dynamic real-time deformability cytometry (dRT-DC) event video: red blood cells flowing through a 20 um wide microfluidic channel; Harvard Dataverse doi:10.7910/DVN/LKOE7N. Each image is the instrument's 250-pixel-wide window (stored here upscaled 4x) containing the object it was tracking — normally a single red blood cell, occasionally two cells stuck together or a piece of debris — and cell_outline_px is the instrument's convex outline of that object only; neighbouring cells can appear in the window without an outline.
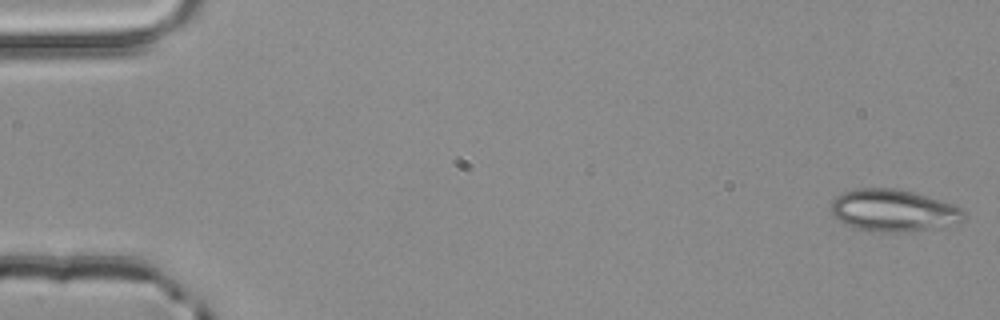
{"species": "common noctule bat (a hibernating species)", "species_latin": "Nyctalus noctula", "temperature_condition": "room temperature", "stored_images_in_passage": 3, "camera_frame_rate_fps": 3000, "um_per_image_px": 0.085, "animal": {"sex": "male", "body_mass_g": 20.4}, "frame": {"image": 1, "passage_image": 1, "time_ms": 0.0, "image_size_px": [1000, 320], "cell_outline_px": [[964, 216], [960, 224], [944, 228], [900, 232], [868, 232], [852, 228], [844, 224], [828, 208], [832, 200], [836, 196], [844, 192], [856, 188], [896, 188], [916, 192], [956, 204], [964, 212]], "centroid_in_image_um": [75.97, 17.9], "position_along_channel_um": 9.0, "area_um2": 33.52}}